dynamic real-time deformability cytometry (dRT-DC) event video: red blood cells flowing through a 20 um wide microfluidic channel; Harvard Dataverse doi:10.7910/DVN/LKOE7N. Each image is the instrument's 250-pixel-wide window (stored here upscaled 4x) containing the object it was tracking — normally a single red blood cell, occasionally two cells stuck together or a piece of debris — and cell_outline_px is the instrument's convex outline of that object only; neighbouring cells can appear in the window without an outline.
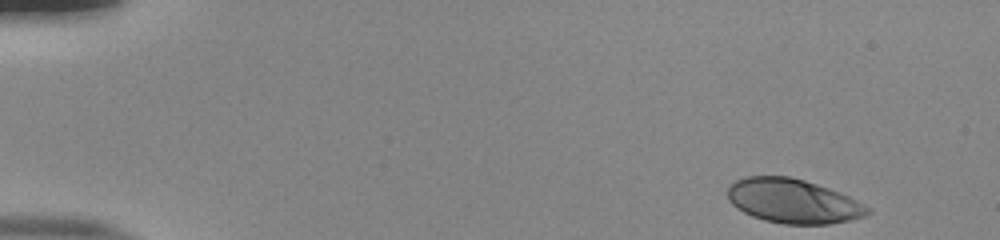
{"species": "human", "species_latin": "Homo sapiens", "temperature_condition": "room temperature", "stored_images_in_passage": 49, "camera_frame_rate_fps": 3000, "um_per_image_px": 0.085, "donor": {"sex": "male"}, "frame": {"image": 1, "passage_image": 1, "time_ms": 0.0, "image_size_px": [1000, 240], "cell_outline_px": [[872, 212], [864, 216], [852, 220], [828, 224], [784, 224], [764, 220], [752, 216], [736, 208], [728, 200], [728, 188], [736, 180], [744, 176], [788, 176], [804, 180], [840, 192], [872, 208]], "centroid_in_image_um": [67.43, 17.1], "position_along_channel_um": 17.6, "area_um2": 36.18}}
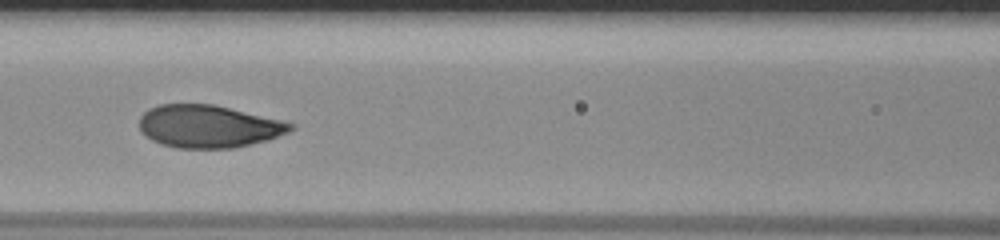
{"frame": {"image": 2, "passage_image": 21, "time_ms": 6.667, "image_size_px": [1000, 240], "cell_outline_px": [[296, 128], [288, 132], [268, 140], [232, 148], [176, 148], [160, 144], [152, 140], [140, 132], [140, 116], [148, 108], [160, 104], [212, 104], [284, 120], [296, 124]], "centroid_in_image_um": [17.73, 10.74], "position_along_channel_um": 148.9, "area_um2": 37.8}}
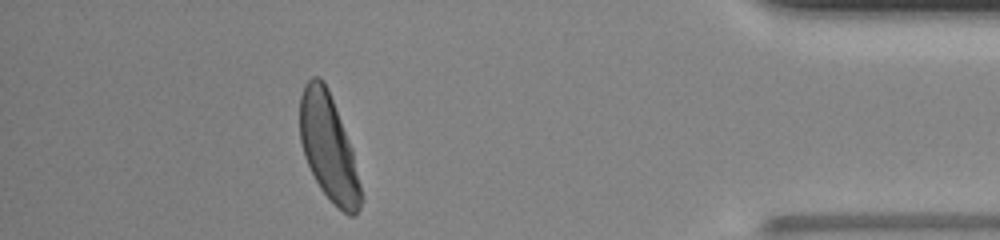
{"frame": {"image": 3, "passage_image": 44, "time_ms": 14.333, "image_size_px": [1000, 240], "cell_outline_px": [[364, 200], [356, 216], [348, 216], [320, 188], [304, 156], [300, 140], [300, 96], [304, 84], [312, 76], [320, 76], [324, 80], [328, 88], [352, 148], [364, 196]], "centroid_in_image_um": [27.95, 12.53], "position_along_channel_um": 407.2, "area_um2": 37.86}, "authors_computed_cell_mechanics": {"area_um2": 37.8012, "velocity_mm_per_s": 3.9024, "shape_relaxation_time_tau1_ms": 2.7641, "shape_relaxation_time_tau2_ms": null, "deformation_change_tau1": 0.1589, "deformation_change_tau2": null}}